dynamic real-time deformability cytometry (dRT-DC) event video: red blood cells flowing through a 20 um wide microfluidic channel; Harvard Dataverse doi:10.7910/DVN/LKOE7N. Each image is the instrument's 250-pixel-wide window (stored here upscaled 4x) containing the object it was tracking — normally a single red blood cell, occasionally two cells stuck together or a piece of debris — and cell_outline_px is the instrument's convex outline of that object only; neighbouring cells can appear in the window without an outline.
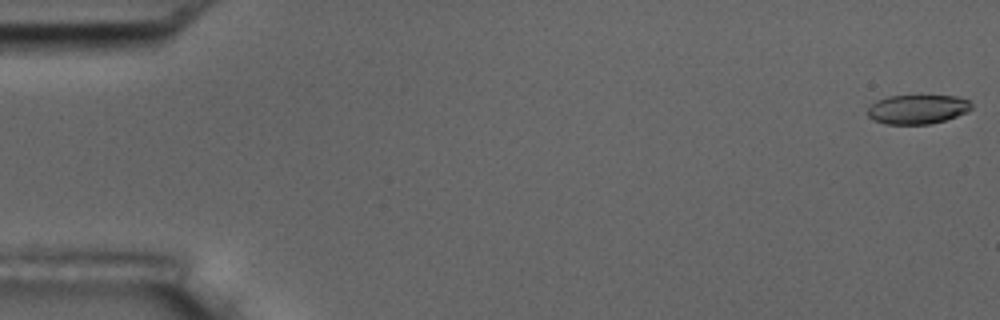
{"species": "common noctule bat (a hibernating species)", "species_latin": "Nyctalus noctula", "temperature_condition": "room temperature", "stored_images_in_passage": 7, "camera_frame_rate_fps": 3000, "um_per_image_px": 0.085, "animal": {"sex": "male", "body_mass_g": 17.5, "forearm_length_mm": 52.3}, "frame": {"image": 1, "passage_image": 1, "time_ms": 0.0, "image_size_px": [1000, 320], "cell_outline_px": [[972, 108], [968, 112], [944, 120], [928, 124], [884, 124], [872, 120], [868, 116], [868, 108], [876, 100], [888, 96], [920, 92], [956, 96], [968, 100], [972, 104]], "centroid_in_image_um": [77.99, 9.22], "position_along_channel_um": 7.0, "area_um2": 18.67}}